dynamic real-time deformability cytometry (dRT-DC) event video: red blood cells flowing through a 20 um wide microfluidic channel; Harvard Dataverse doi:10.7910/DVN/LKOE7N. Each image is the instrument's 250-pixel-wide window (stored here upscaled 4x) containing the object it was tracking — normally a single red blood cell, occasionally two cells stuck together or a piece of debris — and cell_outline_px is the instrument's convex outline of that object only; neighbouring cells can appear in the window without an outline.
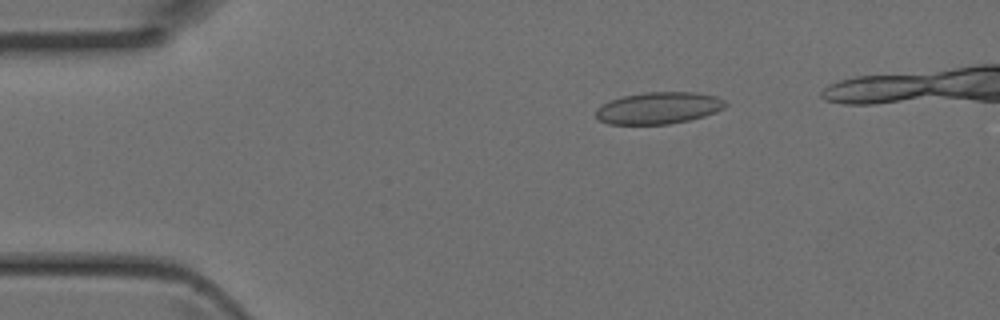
{"species": "Egyptian fruit bat (a non-hibernating species)", "species_latin": "Rousettus aegyptiacus", "temperature_condition": "room temperature", "stored_images_in_passage": 5, "camera_frame_rate_fps": 3000, "um_per_image_px": 0.085, "animal": {"sex": "female"}, "frame": {"image": 1, "passage_image": 3, "time_ms": 0.667, "image_size_px": [1000, 320], "cell_outline_px": [[728, 104], [724, 108], [716, 112], [704, 116], [688, 120], [668, 124], [608, 124], [600, 120], [596, 116], [596, 108], [612, 100], [624, 96], [644, 92], [696, 92], [716, 96], [724, 100]], "centroid_in_image_um": [56.01, 9.18], "position_along_channel_um": 29.0, "area_um2": 23.93}}
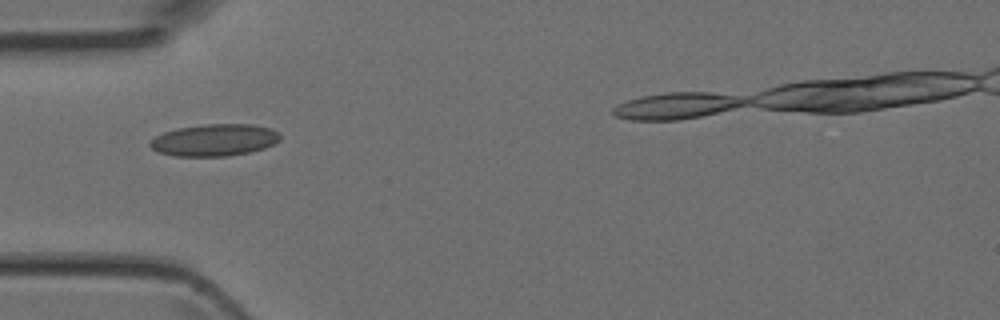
{"frame": {"image": 2, "passage_image": 4, "time_ms": 1.0, "image_size_px": [1000, 320], "cell_outline_px": [[280, 140], [264, 148], [248, 152], [228, 156], [176, 156], [160, 152], [152, 148], [148, 144], [156, 136], [164, 132], [176, 128], [204, 124], [252, 124], [272, 128], [280, 132]], "centroid_in_image_um": [18.25, 11.89], "position_along_channel_um": 66.7, "area_um2": 24.22}}
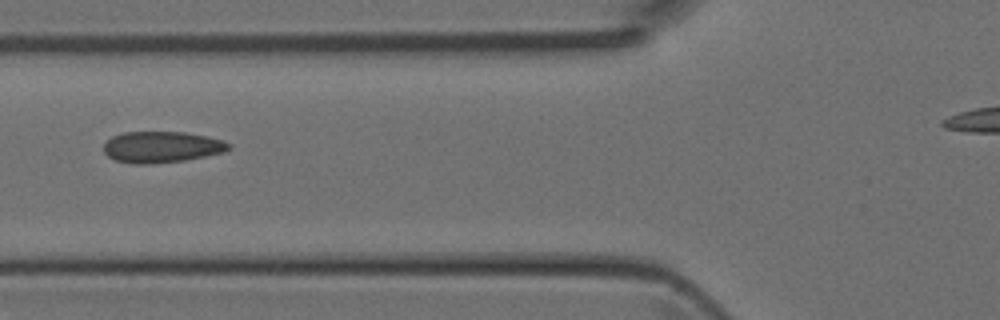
{"frame": {"image": 3, "passage_image": 5, "time_ms": 1.333, "image_size_px": [1000, 320], "cell_outline_px": [[232, 148], [224, 152], [184, 160], [148, 164], [132, 164], [116, 160], [108, 156], [104, 152], [104, 144], [112, 136], [124, 132], [184, 132], [208, 136], [232, 144]], "centroid_in_image_um": [13.75, 12.49], "position_along_channel_um": 112.1, "area_um2": 22.72}}